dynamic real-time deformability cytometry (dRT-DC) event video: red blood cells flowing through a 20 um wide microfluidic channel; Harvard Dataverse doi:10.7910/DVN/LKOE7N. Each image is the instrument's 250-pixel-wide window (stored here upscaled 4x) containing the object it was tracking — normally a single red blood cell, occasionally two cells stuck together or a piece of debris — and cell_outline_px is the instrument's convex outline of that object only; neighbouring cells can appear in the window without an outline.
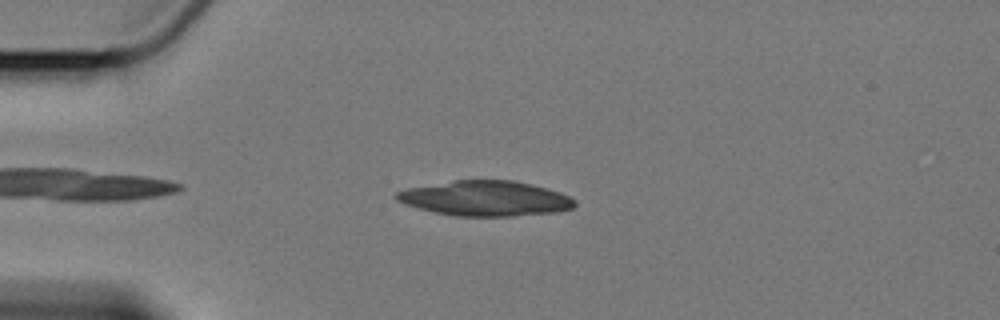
{"species": "Egyptian fruit bat (a non-hibernating species)", "species_latin": "Rousettus aegyptiacus", "temperature_condition": "cold", "stored_images_in_passage": 7, "camera_frame_rate_fps": 3000, "um_per_image_px": 0.085, "animal": {"sex": "female"}, "frame": {"image": 1, "passage_image": 5, "time_ms": 4.667, "image_size_px": [1000, 320], "cell_outline_px": [[576, 204], [572, 208], [556, 212], [512, 216], [456, 216], [436, 212], [404, 204], [396, 200], [392, 196], [396, 192], [408, 188], [452, 180], [512, 180], [532, 184], [548, 188], [560, 192], [576, 200]], "centroid_in_image_um": [41.25, 16.86], "position_along_channel_um": 43.7, "area_um2": 36.53}}